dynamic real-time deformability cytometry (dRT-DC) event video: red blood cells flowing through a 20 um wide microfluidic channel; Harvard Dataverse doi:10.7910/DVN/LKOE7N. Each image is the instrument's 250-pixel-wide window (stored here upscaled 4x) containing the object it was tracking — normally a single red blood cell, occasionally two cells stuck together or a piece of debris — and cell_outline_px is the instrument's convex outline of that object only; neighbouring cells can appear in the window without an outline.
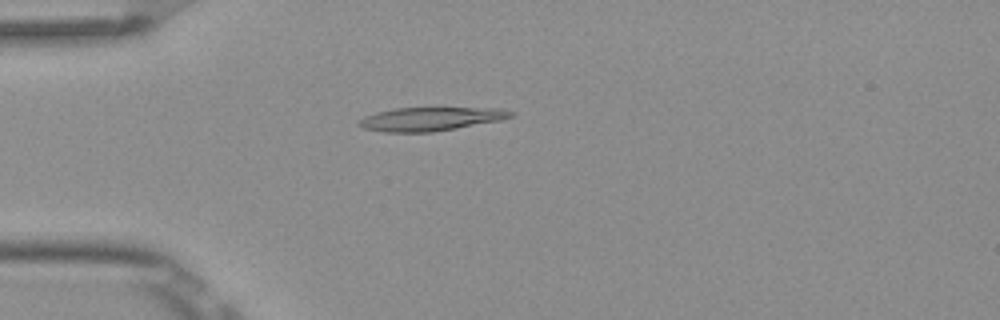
{"species": "Egyptian fruit bat (a non-hibernating species)", "species_latin": "Rousettus aegyptiacus", "temperature_condition": "room temperature", "stored_images_in_passage": 8, "camera_frame_rate_fps": 3000, "um_per_image_px": 0.085, "frame": {"image": 1, "passage_image": 7, "time_ms": 2.0, "image_size_px": [1000, 320], "cell_outline_px": [[516, 112], [512, 116], [500, 120], [456, 128], [432, 132], [384, 132], [364, 128], [356, 124], [364, 116], [376, 112], [396, 108], [504, 108]], "centroid_in_image_um": [36.61, 10.1], "position_along_channel_um": 48.4, "area_um2": 20.81}}